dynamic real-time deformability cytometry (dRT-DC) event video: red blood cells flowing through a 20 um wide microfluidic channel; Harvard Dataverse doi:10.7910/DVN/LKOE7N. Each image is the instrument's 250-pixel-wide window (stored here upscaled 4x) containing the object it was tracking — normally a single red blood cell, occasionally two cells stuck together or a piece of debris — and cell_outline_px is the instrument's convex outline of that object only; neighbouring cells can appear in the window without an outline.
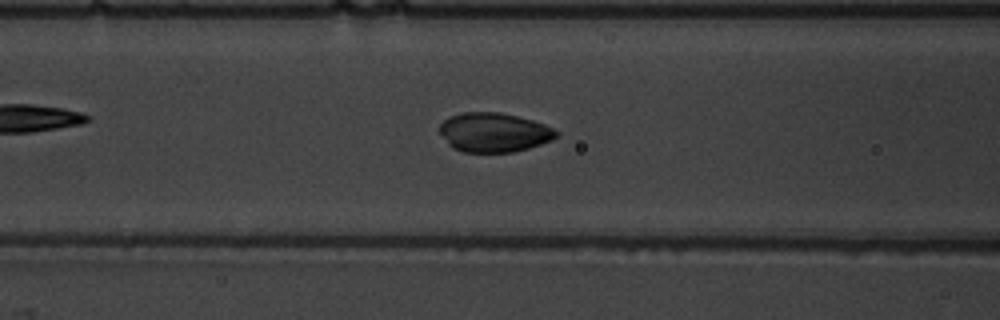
{"species": "common noctule bat (a hibernating species)", "species_latin": "Nyctalus noctula", "temperature_condition": "warm", "stored_images_in_passage": 44, "camera_frame_rate_fps": 3000, "um_per_image_px": 0.085, "animal": {"sex": "male", "body_mass_g": 19.5, "forearm_length_mm": 54.6}, "frame": {"image": 1, "passage_image": 13, "time_ms": 4.0, "image_size_px": [1000, 320], "cell_outline_px": [[560, 136], [552, 140], [528, 148], [512, 152], [464, 152], [452, 148], [448, 144], [440, 132], [440, 124], [444, 120], [452, 116], [464, 112], [500, 112], [532, 120], [544, 124], [560, 132]], "centroid_in_image_um": [42.01, 11.26], "position_along_channel_um": 124.6, "area_um2": 26.65}}
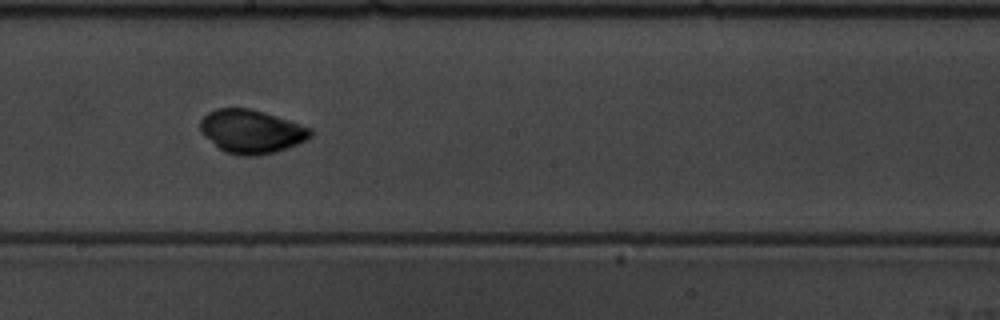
{"frame": {"image": 2, "passage_image": 21, "time_ms": 6.667, "image_size_px": [1000, 320], "cell_outline_px": [[312, 136], [288, 148], [276, 152], [256, 156], [240, 156], [224, 152], [204, 136], [200, 132], [200, 120], [208, 112], [216, 108], [248, 108], [264, 112], [312, 128]], "centroid_in_image_um": [21.34, 11.18], "position_along_channel_um": 226.9, "area_um2": 28.03}}
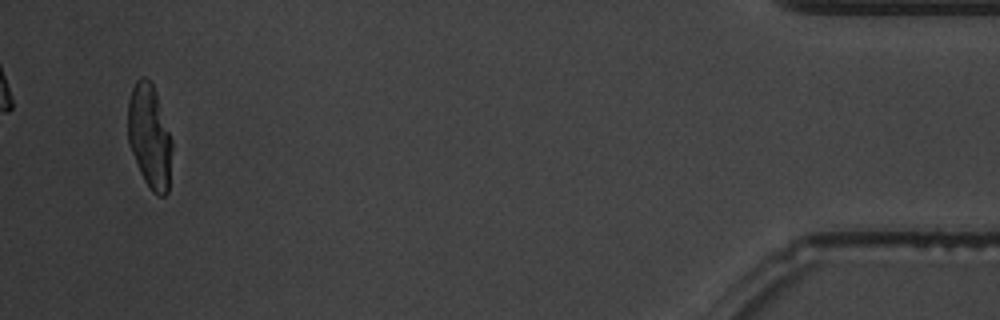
{"frame": {"image": 3, "passage_image": 42, "time_ms": 13.667, "image_size_px": [1000, 320], "cell_outline_px": [[172, 148], [168, 192], [164, 196], [160, 196], [152, 192], [144, 180], [140, 172], [132, 152], [128, 140], [128, 100], [132, 88], [136, 80], [140, 76], [144, 76], [152, 84], [156, 92], [172, 140]], "centroid_in_image_um": [12.71, 11.6], "position_along_channel_um": 422.5, "area_um2": 26.65}, "authors_computed_cell_mechanics": {"area_um2": 26.8481, "velocity_mm_per_s": 3.8269, "shape_relaxation_time_tau1_ms": 2.3001, "shape_relaxation_time_tau2_ms": null, "deformation_change_tau1": 0.0726, "deformation_change_tau2": null}}